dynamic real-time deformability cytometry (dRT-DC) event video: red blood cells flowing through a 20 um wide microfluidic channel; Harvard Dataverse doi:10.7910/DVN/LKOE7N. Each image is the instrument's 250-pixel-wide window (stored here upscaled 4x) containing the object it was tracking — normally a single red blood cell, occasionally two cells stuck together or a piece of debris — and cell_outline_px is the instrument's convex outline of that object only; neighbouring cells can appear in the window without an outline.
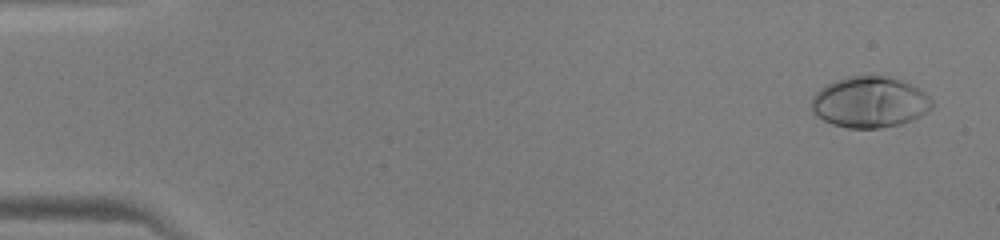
{"species": "human", "species_latin": "Homo sapiens", "temperature_condition": "warm", "stored_images_in_passage": 47, "camera_frame_rate_fps": 3000, "um_per_image_px": 0.085, "donor": {"sex": "male"}, "frame": {"image": 1, "passage_image": 2, "time_ms": 0.333, "image_size_px": [1000, 240], "cell_outline_px": [[936, 104], [932, 108], [920, 116], [912, 120], [900, 124], [880, 128], [848, 128], [832, 124], [816, 116], [812, 112], [812, 96], [820, 88], [836, 80], [848, 76], [888, 76], [900, 80], [924, 92]], "centroid_in_image_um": [73.92, 8.69], "position_along_channel_um": 11.1, "area_um2": 35.78}}
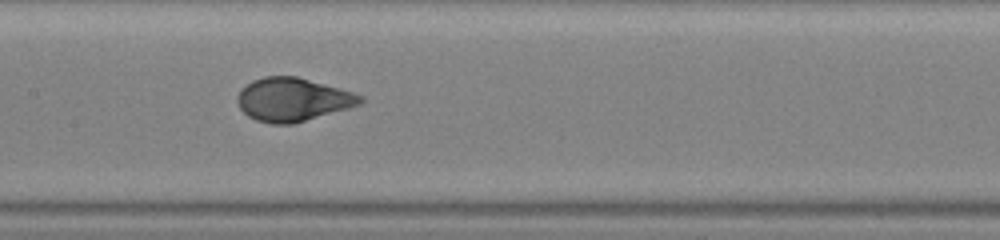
{"frame": {"image": 2, "passage_image": 24, "time_ms": 7.667, "image_size_px": [1000, 240], "cell_outline_px": [[364, 100], [360, 104], [348, 108], [292, 124], [272, 124], [256, 120], [248, 116], [240, 108], [236, 100], [236, 96], [240, 88], [252, 80], [264, 76], [296, 76], [352, 92], [364, 96]], "centroid_in_image_um": [24.83, 8.46], "position_along_channel_um": 182.6, "area_um2": 30.98}}
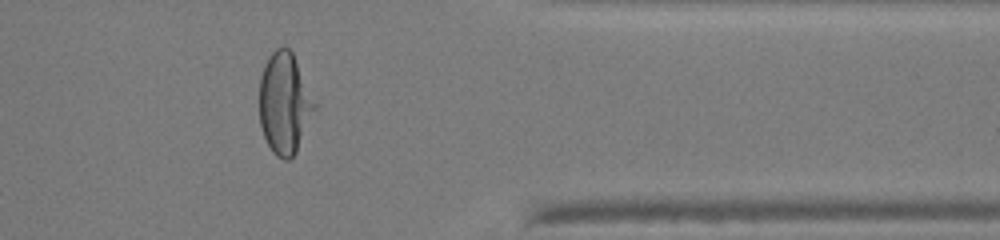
{"frame": {"image": 3, "passage_image": 39, "time_ms": 12.667, "image_size_px": [1000, 240], "cell_outline_px": [[316, 108], [296, 152], [288, 160], [284, 160], [276, 156], [272, 152], [264, 136], [260, 124], [260, 76], [264, 64], [268, 56], [276, 48], [284, 44], [292, 52], [316, 104]], "centroid_in_image_um": [24.17, 8.77], "position_along_channel_um": 387.2, "area_um2": 32.37}}